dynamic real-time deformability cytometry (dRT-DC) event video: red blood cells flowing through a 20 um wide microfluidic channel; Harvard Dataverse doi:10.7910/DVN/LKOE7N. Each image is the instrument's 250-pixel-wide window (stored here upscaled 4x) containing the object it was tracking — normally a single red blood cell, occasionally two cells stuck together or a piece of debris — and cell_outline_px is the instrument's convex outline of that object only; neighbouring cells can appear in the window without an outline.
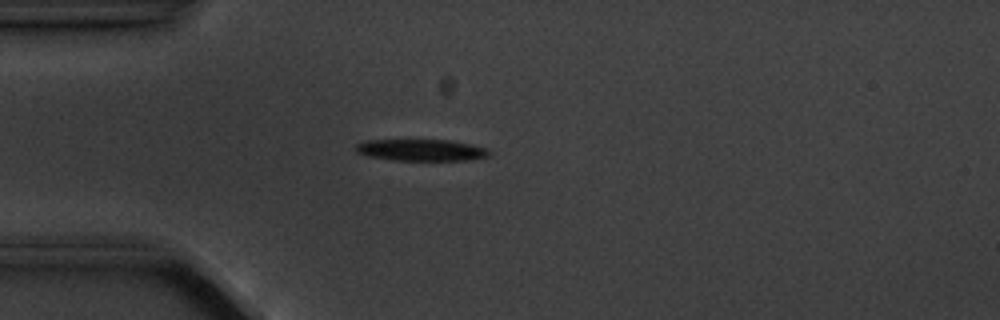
{"species": "common noctule bat (a hibernating species)", "species_latin": "Nyctalus noctula", "temperature_condition": "cold", "stored_images_in_passage": 4, "camera_frame_rate_fps": 3000, "um_per_image_px": 0.085, "animal": {"sex": "male", "body_mass_g": 20.1, "forearm_length_mm": 53.5}, "frame": {"image": 1, "passage_image": 4, "time_ms": 3.667, "image_size_px": [1000, 320], "cell_outline_px": [[492, 152], [488, 156], [464, 160], [392, 160], [368, 156], [356, 152], [356, 144], [364, 140], [452, 140], [472, 144], [488, 148]], "centroid_in_image_um": [35.82, 12.74], "position_along_channel_um": 49.2, "area_um2": 16.88}}